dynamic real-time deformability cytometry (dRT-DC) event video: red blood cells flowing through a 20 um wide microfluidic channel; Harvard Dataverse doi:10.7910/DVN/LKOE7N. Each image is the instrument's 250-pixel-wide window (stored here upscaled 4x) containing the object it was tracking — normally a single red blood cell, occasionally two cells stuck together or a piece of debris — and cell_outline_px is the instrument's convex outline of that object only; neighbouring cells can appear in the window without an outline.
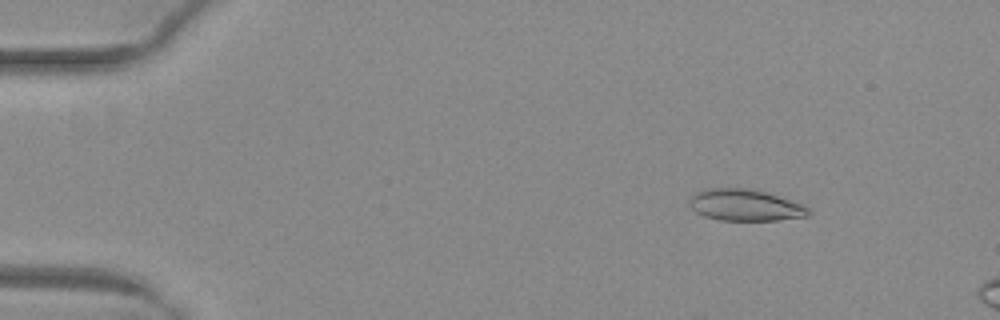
{"species": "common noctule bat (a hibernating species)", "species_latin": "Nyctalus noctula", "temperature_condition": "warm", "stored_images_in_passage": 12, "camera_frame_rate_fps": 3000, "um_per_image_px": 0.085, "animal": {"sex": "female", "body_mass_g": 29.2, "forearm_length_mm": 56.3}, "frame": {"image": 1, "passage_image": 7, "time_ms": 2.0, "image_size_px": [1000, 320], "cell_outline_px": [[812, 212], [808, 216], [780, 220], [720, 220], [704, 216], [696, 212], [692, 208], [688, 200], [696, 192], [704, 188], [748, 188], [764, 192], [800, 204], [808, 208]], "centroid_in_image_um": [63.3, 17.44], "position_along_channel_um": 21.7, "area_um2": 21.68}}